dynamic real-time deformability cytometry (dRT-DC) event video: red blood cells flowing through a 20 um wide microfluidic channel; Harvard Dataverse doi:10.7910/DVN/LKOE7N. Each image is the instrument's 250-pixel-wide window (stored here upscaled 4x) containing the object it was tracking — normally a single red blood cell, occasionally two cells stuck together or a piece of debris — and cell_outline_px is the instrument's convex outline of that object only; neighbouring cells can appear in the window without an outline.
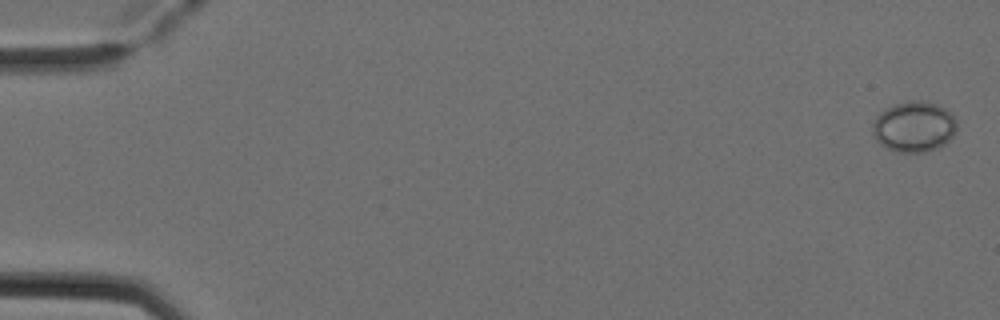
{"species": "Egyptian fruit bat (a non-hibernating species)", "species_latin": "Rousettus aegyptiacus", "temperature_condition": "cold", "stored_images_in_passage": 6, "camera_frame_rate_fps": 3000, "um_per_image_px": 0.085, "animal": {"sex": "female"}, "frame": {"image": 1, "passage_image": 1, "time_ms": 0.0, "image_size_px": [1000, 320], "cell_outline_px": [[956, 132], [944, 144], [936, 148], [924, 152], [896, 152], [880, 144], [876, 140], [872, 132], [872, 124], [876, 116], [884, 108], [892, 104], [908, 100], [924, 100], [936, 104], [952, 112], [956, 116]], "centroid_in_image_um": [77.68, 10.74], "position_along_channel_um": 7.3, "area_um2": 25.26}}